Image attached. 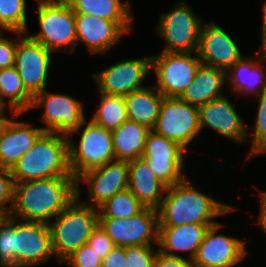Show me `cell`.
Returning <instances> with one entry per match:
<instances>
[{
  "label": "cell",
  "mask_w": 266,
  "mask_h": 267,
  "mask_svg": "<svg viewBox=\"0 0 266 267\" xmlns=\"http://www.w3.org/2000/svg\"><path fill=\"white\" fill-rule=\"evenodd\" d=\"M24 113H16L8 122L0 138V167L11 169L44 132L32 122L18 120Z\"/></svg>",
  "instance_id": "cell-22"
},
{
  "label": "cell",
  "mask_w": 266,
  "mask_h": 267,
  "mask_svg": "<svg viewBox=\"0 0 266 267\" xmlns=\"http://www.w3.org/2000/svg\"><path fill=\"white\" fill-rule=\"evenodd\" d=\"M212 225L184 224L175 227H159L158 251L168 256L193 260L207 229ZM178 253H183L178 254Z\"/></svg>",
  "instance_id": "cell-23"
},
{
  "label": "cell",
  "mask_w": 266,
  "mask_h": 267,
  "mask_svg": "<svg viewBox=\"0 0 266 267\" xmlns=\"http://www.w3.org/2000/svg\"><path fill=\"white\" fill-rule=\"evenodd\" d=\"M228 97L224 95L198 108L200 130L208 127L227 140L247 144L248 124Z\"/></svg>",
  "instance_id": "cell-20"
},
{
  "label": "cell",
  "mask_w": 266,
  "mask_h": 267,
  "mask_svg": "<svg viewBox=\"0 0 266 267\" xmlns=\"http://www.w3.org/2000/svg\"><path fill=\"white\" fill-rule=\"evenodd\" d=\"M256 52L252 57L242 56L225 72L230 95L251 99L266 89V53L260 50Z\"/></svg>",
  "instance_id": "cell-21"
},
{
  "label": "cell",
  "mask_w": 266,
  "mask_h": 267,
  "mask_svg": "<svg viewBox=\"0 0 266 267\" xmlns=\"http://www.w3.org/2000/svg\"><path fill=\"white\" fill-rule=\"evenodd\" d=\"M7 111L11 113L10 116L7 115ZM15 114L16 112L11 109L7 110V108H0V138L8 122Z\"/></svg>",
  "instance_id": "cell-44"
},
{
  "label": "cell",
  "mask_w": 266,
  "mask_h": 267,
  "mask_svg": "<svg viewBox=\"0 0 266 267\" xmlns=\"http://www.w3.org/2000/svg\"><path fill=\"white\" fill-rule=\"evenodd\" d=\"M262 20L260 23V47L259 50L266 53V0L261 2Z\"/></svg>",
  "instance_id": "cell-43"
},
{
  "label": "cell",
  "mask_w": 266,
  "mask_h": 267,
  "mask_svg": "<svg viewBox=\"0 0 266 267\" xmlns=\"http://www.w3.org/2000/svg\"><path fill=\"white\" fill-rule=\"evenodd\" d=\"M128 166V190L145 208L157 210L167 186L155 176L142 157L128 161Z\"/></svg>",
  "instance_id": "cell-24"
},
{
  "label": "cell",
  "mask_w": 266,
  "mask_h": 267,
  "mask_svg": "<svg viewBox=\"0 0 266 267\" xmlns=\"http://www.w3.org/2000/svg\"><path fill=\"white\" fill-rule=\"evenodd\" d=\"M75 198L77 183L74 176H56L14 184L11 217L48 224Z\"/></svg>",
  "instance_id": "cell-1"
},
{
  "label": "cell",
  "mask_w": 266,
  "mask_h": 267,
  "mask_svg": "<svg viewBox=\"0 0 266 267\" xmlns=\"http://www.w3.org/2000/svg\"><path fill=\"white\" fill-rule=\"evenodd\" d=\"M100 102L91 115V121L108 131H113L128 120L124 96L98 92Z\"/></svg>",
  "instance_id": "cell-30"
},
{
  "label": "cell",
  "mask_w": 266,
  "mask_h": 267,
  "mask_svg": "<svg viewBox=\"0 0 266 267\" xmlns=\"http://www.w3.org/2000/svg\"><path fill=\"white\" fill-rule=\"evenodd\" d=\"M75 26L77 48L82 43L94 55L108 53L134 30L133 22H114L87 14H75Z\"/></svg>",
  "instance_id": "cell-18"
},
{
  "label": "cell",
  "mask_w": 266,
  "mask_h": 267,
  "mask_svg": "<svg viewBox=\"0 0 266 267\" xmlns=\"http://www.w3.org/2000/svg\"><path fill=\"white\" fill-rule=\"evenodd\" d=\"M14 184L10 170L0 167V215H8L12 209Z\"/></svg>",
  "instance_id": "cell-37"
},
{
  "label": "cell",
  "mask_w": 266,
  "mask_h": 267,
  "mask_svg": "<svg viewBox=\"0 0 266 267\" xmlns=\"http://www.w3.org/2000/svg\"><path fill=\"white\" fill-rule=\"evenodd\" d=\"M186 152L177 142L151 130L146 138L142 158L155 176L168 187L188 176L184 172Z\"/></svg>",
  "instance_id": "cell-16"
},
{
  "label": "cell",
  "mask_w": 266,
  "mask_h": 267,
  "mask_svg": "<svg viewBox=\"0 0 266 267\" xmlns=\"http://www.w3.org/2000/svg\"><path fill=\"white\" fill-rule=\"evenodd\" d=\"M228 33L214 20L203 23L196 52L202 64L226 72L244 55Z\"/></svg>",
  "instance_id": "cell-19"
},
{
  "label": "cell",
  "mask_w": 266,
  "mask_h": 267,
  "mask_svg": "<svg viewBox=\"0 0 266 267\" xmlns=\"http://www.w3.org/2000/svg\"><path fill=\"white\" fill-rule=\"evenodd\" d=\"M169 11L160 14L155 32L163 40L161 52H197L205 21L184 0L177 1Z\"/></svg>",
  "instance_id": "cell-7"
},
{
  "label": "cell",
  "mask_w": 266,
  "mask_h": 267,
  "mask_svg": "<svg viewBox=\"0 0 266 267\" xmlns=\"http://www.w3.org/2000/svg\"><path fill=\"white\" fill-rule=\"evenodd\" d=\"M201 61L196 52L151 54L153 85L164 97H180L192 83Z\"/></svg>",
  "instance_id": "cell-9"
},
{
  "label": "cell",
  "mask_w": 266,
  "mask_h": 267,
  "mask_svg": "<svg viewBox=\"0 0 266 267\" xmlns=\"http://www.w3.org/2000/svg\"><path fill=\"white\" fill-rule=\"evenodd\" d=\"M9 32L18 36L14 67L18 71L26 91L34 97L48 88V76L51 65H53L52 55L55 53L25 33Z\"/></svg>",
  "instance_id": "cell-10"
},
{
  "label": "cell",
  "mask_w": 266,
  "mask_h": 267,
  "mask_svg": "<svg viewBox=\"0 0 266 267\" xmlns=\"http://www.w3.org/2000/svg\"><path fill=\"white\" fill-rule=\"evenodd\" d=\"M16 49L17 37H4V31L0 30V69L14 66Z\"/></svg>",
  "instance_id": "cell-39"
},
{
  "label": "cell",
  "mask_w": 266,
  "mask_h": 267,
  "mask_svg": "<svg viewBox=\"0 0 266 267\" xmlns=\"http://www.w3.org/2000/svg\"><path fill=\"white\" fill-rule=\"evenodd\" d=\"M39 30L29 35L52 53L77 50L75 13L66 0H37Z\"/></svg>",
  "instance_id": "cell-5"
},
{
  "label": "cell",
  "mask_w": 266,
  "mask_h": 267,
  "mask_svg": "<svg viewBox=\"0 0 266 267\" xmlns=\"http://www.w3.org/2000/svg\"><path fill=\"white\" fill-rule=\"evenodd\" d=\"M258 200H260L258 203L260 204L259 208V215L258 218H256L255 224L259 226L262 231L265 233L266 236V190L259 191Z\"/></svg>",
  "instance_id": "cell-42"
},
{
  "label": "cell",
  "mask_w": 266,
  "mask_h": 267,
  "mask_svg": "<svg viewBox=\"0 0 266 267\" xmlns=\"http://www.w3.org/2000/svg\"><path fill=\"white\" fill-rule=\"evenodd\" d=\"M102 259L88 244L80 246L61 264L67 267H101Z\"/></svg>",
  "instance_id": "cell-36"
},
{
  "label": "cell",
  "mask_w": 266,
  "mask_h": 267,
  "mask_svg": "<svg viewBox=\"0 0 266 267\" xmlns=\"http://www.w3.org/2000/svg\"><path fill=\"white\" fill-rule=\"evenodd\" d=\"M152 130L177 142L187 151V147L201 134L199 109L179 97H164Z\"/></svg>",
  "instance_id": "cell-11"
},
{
  "label": "cell",
  "mask_w": 266,
  "mask_h": 267,
  "mask_svg": "<svg viewBox=\"0 0 266 267\" xmlns=\"http://www.w3.org/2000/svg\"><path fill=\"white\" fill-rule=\"evenodd\" d=\"M14 183L56 176H73L69 165L68 137L43 132L10 169Z\"/></svg>",
  "instance_id": "cell-3"
},
{
  "label": "cell",
  "mask_w": 266,
  "mask_h": 267,
  "mask_svg": "<svg viewBox=\"0 0 266 267\" xmlns=\"http://www.w3.org/2000/svg\"><path fill=\"white\" fill-rule=\"evenodd\" d=\"M75 14H87L114 22H133L128 0H66Z\"/></svg>",
  "instance_id": "cell-28"
},
{
  "label": "cell",
  "mask_w": 266,
  "mask_h": 267,
  "mask_svg": "<svg viewBox=\"0 0 266 267\" xmlns=\"http://www.w3.org/2000/svg\"><path fill=\"white\" fill-rule=\"evenodd\" d=\"M32 101L33 97L24 88L17 69L14 66L0 69V108L26 113L30 111Z\"/></svg>",
  "instance_id": "cell-29"
},
{
  "label": "cell",
  "mask_w": 266,
  "mask_h": 267,
  "mask_svg": "<svg viewBox=\"0 0 266 267\" xmlns=\"http://www.w3.org/2000/svg\"><path fill=\"white\" fill-rule=\"evenodd\" d=\"M128 161L114 160L83 172L76 178L77 198L83 203L98 208L115 194L128 189ZM87 186L88 198L82 200L81 185Z\"/></svg>",
  "instance_id": "cell-13"
},
{
  "label": "cell",
  "mask_w": 266,
  "mask_h": 267,
  "mask_svg": "<svg viewBox=\"0 0 266 267\" xmlns=\"http://www.w3.org/2000/svg\"><path fill=\"white\" fill-rule=\"evenodd\" d=\"M87 244L103 259L114 247L113 240L106 234L103 228L98 226L93 230Z\"/></svg>",
  "instance_id": "cell-38"
},
{
  "label": "cell",
  "mask_w": 266,
  "mask_h": 267,
  "mask_svg": "<svg viewBox=\"0 0 266 267\" xmlns=\"http://www.w3.org/2000/svg\"><path fill=\"white\" fill-rule=\"evenodd\" d=\"M153 267H194L193 261L185 257H174L158 251Z\"/></svg>",
  "instance_id": "cell-40"
},
{
  "label": "cell",
  "mask_w": 266,
  "mask_h": 267,
  "mask_svg": "<svg viewBox=\"0 0 266 267\" xmlns=\"http://www.w3.org/2000/svg\"><path fill=\"white\" fill-rule=\"evenodd\" d=\"M164 96L155 86H146L124 96L128 120L152 130L159 116Z\"/></svg>",
  "instance_id": "cell-26"
},
{
  "label": "cell",
  "mask_w": 266,
  "mask_h": 267,
  "mask_svg": "<svg viewBox=\"0 0 266 267\" xmlns=\"http://www.w3.org/2000/svg\"><path fill=\"white\" fill-rule=\"evenodd\" d=\"M254 98L258 100L256 104L258 107L254 124L247 126V143H249V140L251 144H247L250 145V149H248L246 160L266 155V89Z\"/></svg>",
  "instance_id": "cell-31"
},
{
  "label": "cell",
  "mask_w": 266,
  "mask_h": 267,
  "mask_svg": "<svg viewBox=\"0 0 266 267\" xmlns=\"http://www.w3.org/2000/svg\"><path fill=\"white\" fill-rule=\"evenodd\" d=\"M145 207L127 189L115 194L98 207L99 218H130L139 214Z\"/></svg>",
  "instance_id": "cell-32"
},
{
  "label": "cell",
  "mask_w": 266,
  "mask_h": 267,
  "mask_svg": "<svg viewBox=\"0 0 266 267\" xmlns=\"http://www.w3.org/2000/svg\"><path fill=\"white\" fill-rule=\"evenodd\" d=\"M98 224V208L75 198L48 223L55 261L61 264L80 246L87 244Z\"/></svg>",
  "instance_id": "cell-4"
},
{
  "label": "cell",
  "mask_w": 266,
  "mask_h": 267,
  "mask_svg": "<svg viewBox=\"0 0 266 267\" xmlns=\"http://www.w3.org/2000/svg\"><path fill=\"white\" fill-rule=\"evenodd\" d=\"M87 119L68 137L69 165L75 178L115 160L111 131ZM76 133L80 135L78 143L73 140Z\"/></svg>",
  "instance_id": "cell-6"
},
{
  "label": "cell",
  "mask_w": 266,
  "mask_h": 267,
  "mask_svg": "<svg viewBox=\"0 0 266 267\" xmlns=\"http://www.w3.org/2000/svg\"><path fill=\"white\" fill-rule=\"evenodd\" d=\"M101 267H127L125 247L115 246L101 262Z\"/></svg>",
  "instance_id": "cell-41"
},
{
  "label": "cell",
  "mask_w": 266,
  "mask_h": 267,
  "mask_svg": "<svg viewBox=\"0 0 266 267\" xmlns=\"http://www.w3.org/2000/svg\"><path fill=\"white\" fill-rule=\"evenodd\" d=\"M226 73L224 70L200 64L192 83L179 97L186 103L200 107L214 99L224 96L226 85Z\"/></svg>",
  "instance_id": "cell-25"
},
{
  "label": "cell",
  "mask_w": 266,
  "mask_h": 267,
  "mask_svg": "<svg viewBox=\"0 0 266 267\" xmlns=\"http://www.w3.org/2000/svg\"><path fill=\"white\" fill-rule=\"evenodd\" d=\"M158 245L125 247L127 267H153Z\"/></svg>",
  "instance_id": "cell-35"
},
{
  "label": "cell",
  "mask_w": 266,
  "mask_h": 267,
  "mask_svg": "<svg viewBox=\"0 0 266 267\" xmlns=\"http://www.w3.org/2000/svg\"><path fill=\"white\" fill-rule=\"evenodd\" d=\"M13 250L14 267H34L54 259L48 224L13 217Z\"/></svg>",
  "instance_id": "cell-12"
},
{
  "label": "cell",
  "mask_w": 266,
  "mask_h": 267,
  "mask_svg": "<svg viewBox=\"0 0 266 267\" xmlns=\"http://www.w3.org/2000/svg\"><path fill=\"white\" fill-rule=\"evenodd\" d=\"M27 0H0V30L28 32Z\"/></svg>",
  "instance_id": "cell-33"
},
{
  "label": "cell",
  "mask_w": 266,
  "mask_h": 267,
  "mask_svg": "<svg viewBox=\"0 0 266 267\" xmlns=\"http://www.w3.org/2000/svg\"><path fill=\"white\" fill-rule=\"evenodd\" d=\"M150 131L146 126L131 120L111 131L115 160L131 161L141 158Z\"/></svg>",
  "instance_id": "cell-27"
},
{
  "label": "cell",
  "mask_w": 266,
  "mask_h": 267,
  "mask_svg": "<svg viewBox=\"0 0 266 267\" xmlns=\"http://www.w3.org/2000/svg\"><path fill=\"white\" fill-rule=\"evenodd\" d=\"M224 226L219 222L207 229L192 260L194 267H235L245 259L247 261V241L221 234L220 230Z\"/></svg>",
  "instance_id": "cell-17"
},
{
  "label": "cell",
  "mask_w": 266,
  "mask_h": 267,
  "mask_svg": "<svg viewBox=\"0 0 266 267\" xmlns=\"http://www.w3.org/2000/svg\"><path fill=\"white\" fill-rule=\"evenodd\" d=\"M0 267H14L13 217L0 215Z\"/></svg>",
  "instance_id": "cell-34"
},
{
  "label": "cell",
  "mask_w": 266,
  "mask_h": 267,
  "mask_svg": "<svg viewBox=\"0 0 266 267\" xmlns=\"http://www.w3.org/2000/svg\"><path fill=\"white\" fill-rule=\"evenodd\" d=\"M47 90L33 97L30 111L43 110L40 121L46 125L41 126L44 132L69 137L88 118L85 116V104L69 93H52Z\"/></svg>",
  "instance_id": "cell-8"
},
{
  "label": "cell",
  "mask_w": 266,
  "mask_h": 267,
  "mask_svg": "<svg viewBox=\"0 0 266 267\" xmlns=\"http://www.w3.org/2000/svg\"><path fill=\"white\" fill-rule=\"evenodd\" d=\"M151 74V56L117 61L93 72L97 91L108 95L125 96L146 87L143 83Z\"/></svg>",
  "instance_id": "cell-15"
},
{
  "label": "cell",
  "mask_w": 266,
  "mask_h": 267,
  "mask_svg": "<svg viewBox=\"0 0 266 267\" xmlns=\"http://www.w3.org/2000/svg\"><path fill=\"white\" fill-rule=\"evenodd\" d=\"M99 225L117 247L158 245L159 221L155 209L144 208L130 218H99Z\"/></svg>",
  "instance_id": "cell-14"
},
{
  "label": "cell",
  "mask_w": 266,
  "mask_h": 267,
  "mask_svg": "<svg viewBox=\"0 0 266 267\" xmlns=\"http://www.w3.org/2000/svg\"><path fill=\"white\" fill-rule=\"evenodd\" d=\"M185 177L179 183L166 187L158 212L159 227H175L184 224L214 225L215 218L240 210L206 195L194 187Z\"/></svg>",
  "instance_id": "cell-2"
}]
</instances>
